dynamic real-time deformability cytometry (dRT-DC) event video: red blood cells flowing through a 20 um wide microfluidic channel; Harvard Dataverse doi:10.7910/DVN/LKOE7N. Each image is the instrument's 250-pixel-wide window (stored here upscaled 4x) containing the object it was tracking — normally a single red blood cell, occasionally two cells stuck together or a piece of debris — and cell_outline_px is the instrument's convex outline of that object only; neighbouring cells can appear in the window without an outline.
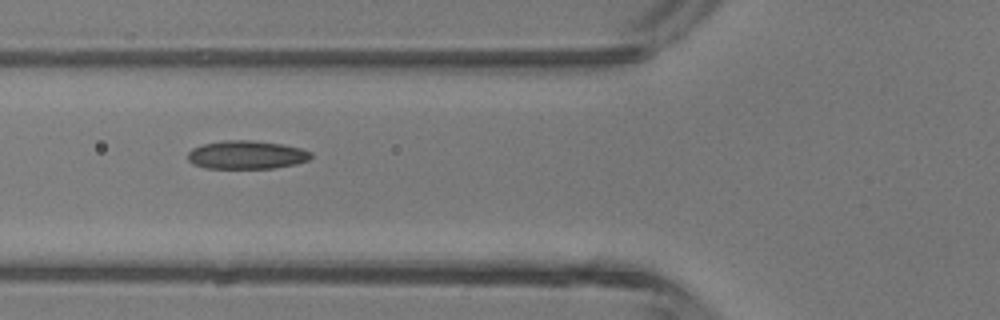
{"species": "common noctule bat (a hibernating species)", "species_latin": "Nyctalus noctula", "temperature_condition": "room temperature", "stored_images_in_passage": 6, "camera_frame_rate_fps": 3000, "um_per_image_px": 0.085, "animal": {"sex": "male", "body_mass_g": 13.3}, "frame": {"image": 1, "passage_image": 5, "time_ms": 5.0, "image_size_px": [1000, 320], "cell_outline_px": [[312, 156], [308, 160], [296, 164], [272, 168], [204, 168], [192, 164], [188, 160], [188, 152], [192, 148], [204, 144], [224, 140], [252, 140], [284, 144], [300, 148], [312, 152]], "centroid_in_image_um": [20.95, 13.16], "position_along_channel_um": 104.8, "area_um2": 20.46}}
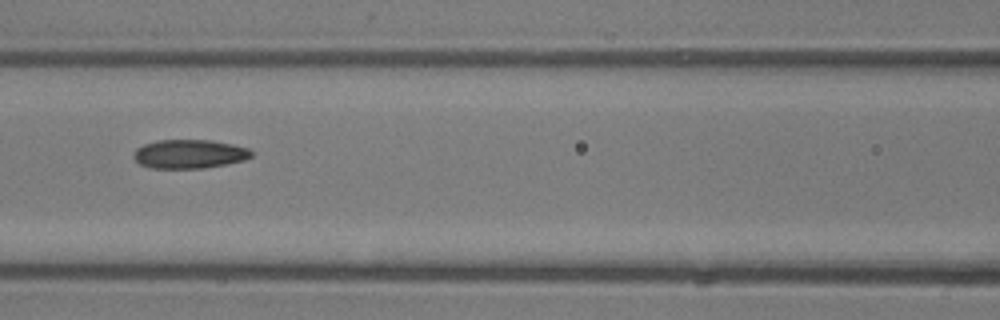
{"frame": {"image": 2, "passage_image": 6, "time_ms": 6.0, "image_size_px": [1000, 320], "cell_outline_px": [[252, 156], [244, 160], [228, 164], [204, 168], [152, 168], [140, 164], [132, 156], [136, 148], [144, 144], [160, 140], [212, 140], [232, 144], [248, 148], [252, 152]], "centroid_in_image_um": [16.1, 13.09], "position_along_channel_um": 150.5, "area_um2": 19.83}}